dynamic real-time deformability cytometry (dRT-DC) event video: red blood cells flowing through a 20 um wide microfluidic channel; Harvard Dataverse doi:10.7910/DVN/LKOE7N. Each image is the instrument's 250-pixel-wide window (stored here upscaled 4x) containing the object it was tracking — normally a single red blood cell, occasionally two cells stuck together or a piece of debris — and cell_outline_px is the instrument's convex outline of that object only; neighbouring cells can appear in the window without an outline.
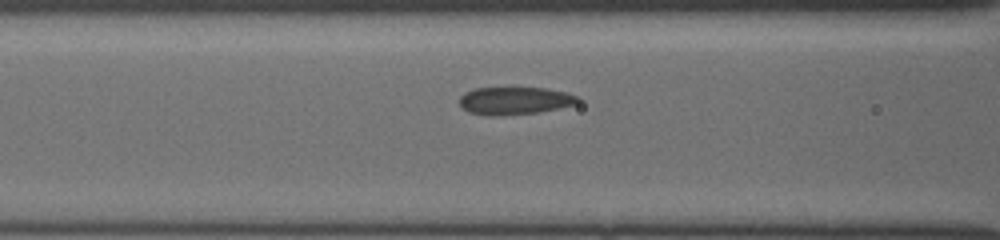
{"species": "common noctule bat (a hibernating species)", "species_latin": "Nyctalus noctula", "temperature_condition": "cold", "stored_images_in_passage": 9, "camera_frame_rate_fps": 3000, "um_per_image_px": 0.085, "animal": {"sex": "female", "body_mass_g": 19.5, "forearm_length_mm": 54.1}, "frame": {"image": 1, "passage_image": 7, "time_ms": 2.0, "image_size_px": [1000, 240], "cell_outline_px": [[580, 100], [576, 104], [560, 108], [540, 112], [500, 116], [488, 116], [468, 112], [460, 108], [460, 96], [464, 92], [476, 88], [548, 88], [580, 96]], "centroid_in_image_um": [43.74, 8.57], "position_along_channel_um": 122.9, "area_um2": 19.36}}